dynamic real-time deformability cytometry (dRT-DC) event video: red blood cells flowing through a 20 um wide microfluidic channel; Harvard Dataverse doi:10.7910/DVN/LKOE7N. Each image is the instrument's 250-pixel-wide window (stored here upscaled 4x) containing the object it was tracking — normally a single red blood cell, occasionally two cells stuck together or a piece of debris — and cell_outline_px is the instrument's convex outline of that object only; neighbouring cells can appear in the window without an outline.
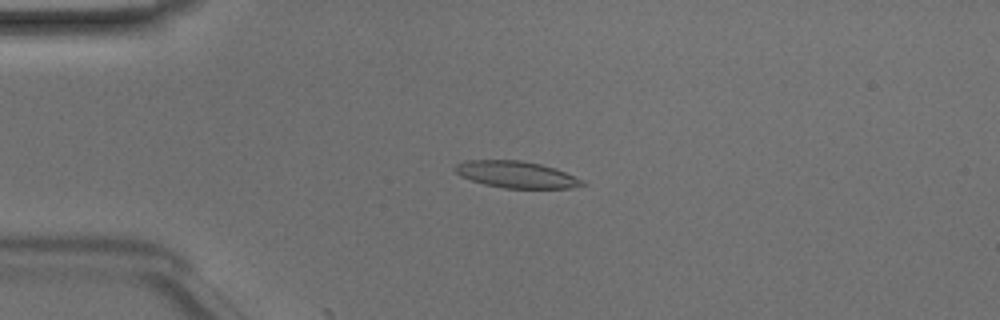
{"species": "Egyptian fruit bat (a non-hibernating species)", "species_latin": "Rousettus aegyptiacus", "temperature_condition": "room temperature", "stored_images_in_passage": 16, "camera_frame_rate_fps": 3000, "um_per_image_px": 0.085, "animal": {"sex": "male"}, "frame": {"image": 1, "passage_image": 12, "time_ms": 3.667, "image_size_px": [1000, 320], "cell_outline_px": [[588, 184], [572, 188], [504, 188], [484, 184], [460, 176], [452, 168], [456, 164], [468, 160], [520, 160], [540, 164], [556, 168], [584, 180]], "centroid_in_image_um": [43.91, 14.83], "position_along_channel_um": 41.1, "area_um2": 19.88}}